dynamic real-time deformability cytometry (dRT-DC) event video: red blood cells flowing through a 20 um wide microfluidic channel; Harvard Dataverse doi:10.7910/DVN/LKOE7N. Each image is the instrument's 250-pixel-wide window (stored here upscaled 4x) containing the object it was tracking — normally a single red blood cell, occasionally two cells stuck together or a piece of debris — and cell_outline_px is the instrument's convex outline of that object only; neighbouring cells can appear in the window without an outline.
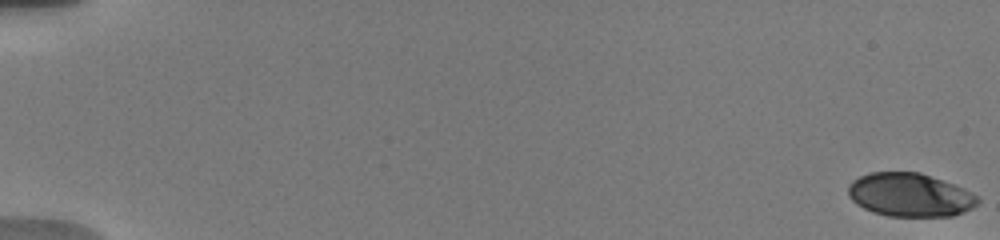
{"species": "human", "species_latin": "Homo sapiens", "temperature_condition": "warm", "stored_images_in_passage": 10, "camera_frame_rate_fps": 3000, "um_per_image_px": 0.085, "donor": {"sex": "male"}, "frame": {"image": 1, "passage_image": 1, "time_ms": 0.0, "image_size_px": [1000, 240], "cell_outline_px": [[980, 200], [972, 208], [952, 216], [888, 216], [872, 212], [856, 204], [848, 196], [848, 184], [852, 180], [860, 176], [872, 172], [920, 172], [964, 188], [976, 196]], "centroid_in_image_um": [77.31, 16.56], "position_along_channel_um": 7.7, "area_um2": 32.77}}